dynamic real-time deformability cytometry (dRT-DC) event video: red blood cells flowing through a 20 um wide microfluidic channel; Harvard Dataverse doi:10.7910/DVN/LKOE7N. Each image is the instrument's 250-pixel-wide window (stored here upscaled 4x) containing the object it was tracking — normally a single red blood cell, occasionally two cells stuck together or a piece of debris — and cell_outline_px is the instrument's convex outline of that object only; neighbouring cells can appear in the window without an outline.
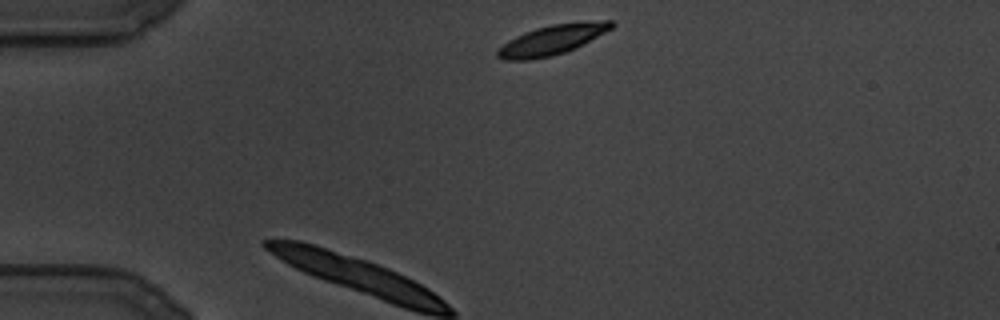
{"species": "common noctule bat (a hibernating species)", "species_latin": "Nyctalus noctula", "temperature_condition": "cold", "stored_images_in_passage": 7, "camera_frame_rate_fps": 3000, "um_per_image_px": 0.085, "animal": {"sex": "male", "body_mass_g": 19.5, "forearm_length_mm": 54.6}, "frame": {"image": 1, "passage_image": 1, "time_ms": 0.0, "image_size_px": [1000, 320], "cell_outline_px": [[616, 24], [612, 28], [584, 44], [564, 52], [552, 56], [532, 60], [504, 60], [496, 56], [496, 52], [508, 40], [524, 32], [536, 28], [552, 24], [604, 20], [612, 20]], "centroid_in_image_um": [46.93, 3.39], "position_along_channel_um": 38.1, "area_um2": 19.71}}